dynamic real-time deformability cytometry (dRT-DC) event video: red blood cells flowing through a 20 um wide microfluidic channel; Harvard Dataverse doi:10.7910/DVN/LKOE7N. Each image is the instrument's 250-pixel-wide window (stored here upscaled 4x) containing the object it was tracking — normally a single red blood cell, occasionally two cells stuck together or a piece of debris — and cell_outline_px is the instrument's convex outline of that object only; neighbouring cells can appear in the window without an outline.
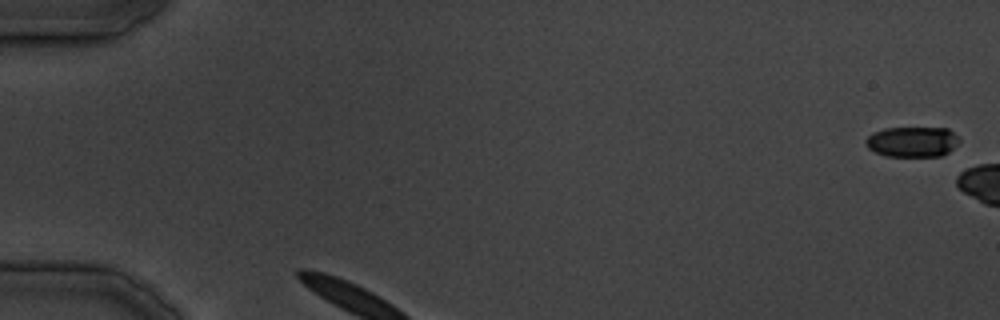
{"species": "common noctule bat (a hibernating species)", "species_latin": "Nyctalus noctula", "temperature_condition": "cold", "stored_images_in_passage": 5, "camera_frame_rate_fps": 3000, "um_per_image_px": 0.085, "animal": {"sex": "male", "body_mass_g": 19.5, "forearm_length_mm": 54.6}, "frame": {"image": 1, "passage_image": 1, "time_ms": 0.0, "image_size_px": [1000, 320], "cell_outline_px": [[960, 140], [948, 152], [940, 156], [884, 156], [868, 148], [864, 144], [864, 140], [872, 132], [884, 128], [948, 128]], "centroid_in_image_um": [77.49, 12.05], "position_along_channel_um": 7.5, "area_um2": 16.53}}